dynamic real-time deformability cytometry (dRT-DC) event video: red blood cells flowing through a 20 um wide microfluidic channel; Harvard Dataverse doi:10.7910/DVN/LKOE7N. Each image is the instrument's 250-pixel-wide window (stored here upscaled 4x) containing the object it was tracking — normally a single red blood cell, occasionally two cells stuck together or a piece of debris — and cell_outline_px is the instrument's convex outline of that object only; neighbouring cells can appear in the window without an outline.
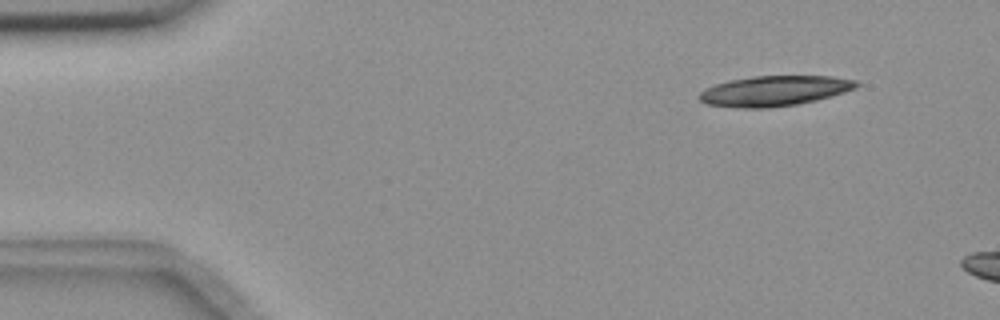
{"species": "common noctule bat (a hibernating species)", "species_latin": "Nyctalus noctula", "temperature_condition": "room temperature", "stored_images_in_passage": 4, "camera_frame_rate_fps": 3000, "um_per_image_px": 0.085, "animal": {"sex": "female", "body_mass_g": 18.4}, "frame": {"image": 1, "passage_image": 2, "time_ms": 0.333, "image_size_px": [1000, 320], "cell_outline_px": [[860, 84], [856, 88], [832, 96], [816, 100], [796, 104], [768, 108], [736, 108], [708, 104], [700, 100], [696, 96], [704, 88], [728, 80], [752, 76], [832, 76], [856, 80]], "centroid_in_image_um": [65.8, 7.72], "position_along_channel_um": 19.2, "area_um2": 27.86}}